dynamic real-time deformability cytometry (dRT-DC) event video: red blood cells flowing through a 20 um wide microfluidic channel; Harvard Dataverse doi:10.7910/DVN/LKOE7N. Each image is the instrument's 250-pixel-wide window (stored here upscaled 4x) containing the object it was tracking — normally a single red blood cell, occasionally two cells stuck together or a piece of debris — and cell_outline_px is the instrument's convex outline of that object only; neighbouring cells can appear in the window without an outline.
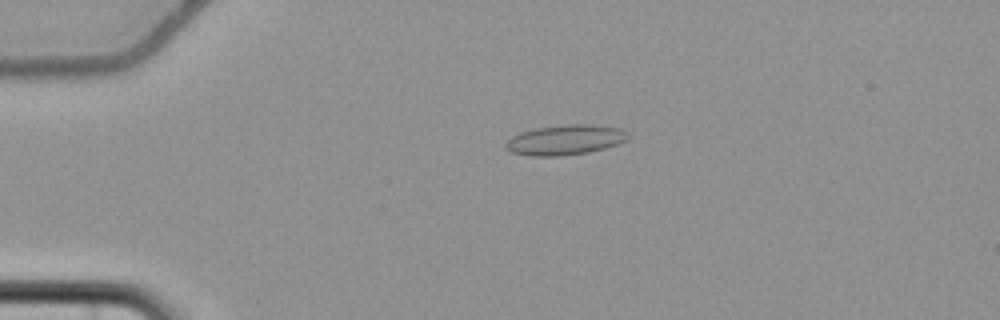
{"species": "common noctule bat (a hibernating species)", "species_latin": "Nyctalus noctula", "temperature_condition": "cold", "stored_images_in_passage": 4, "camera_frame_rate_fps": 3000, "um_per_image_px": 0.085, "animal": {"sex": "female", "body_mass_g": 22.7, "forearm_length_mm": 54.2}, "frame": {"image": 1, "passage_image": 3, "time_ms": 3.0, "image_size_px": [1000, 320], "cell_outline_px": [[628, 140], [604, 148], [588, 152], [560, 156], [528, 156], [512, 152], [504, 148], [504, 144], [512, 136], [520, 132], [536, 128], [568, 124], [592, 124], [620, 128], [628, 132]], "centroid_in_image_um": [48.03, 11.89], "position_along_channel_um": 37.0, "area_um2": 21.5}}